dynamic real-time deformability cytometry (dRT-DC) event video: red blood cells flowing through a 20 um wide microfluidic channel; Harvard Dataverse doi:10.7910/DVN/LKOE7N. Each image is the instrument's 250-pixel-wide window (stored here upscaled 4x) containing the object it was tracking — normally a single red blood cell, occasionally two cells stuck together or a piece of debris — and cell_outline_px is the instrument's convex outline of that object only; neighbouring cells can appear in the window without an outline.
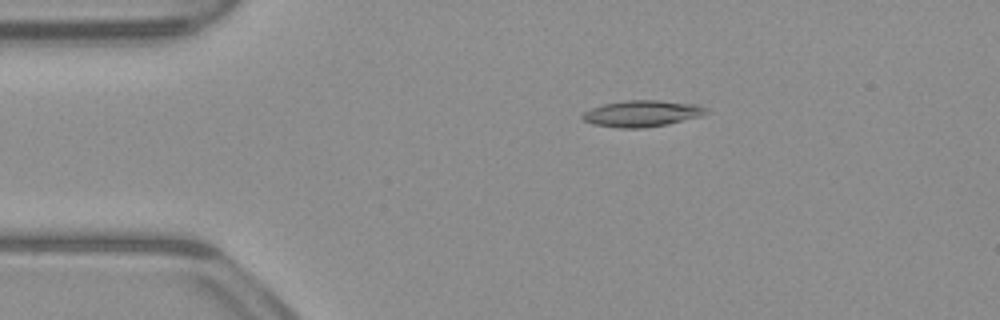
{"species": "common noctule bat (a hibernating species)", "species_latin": "Nyctalus noctula", "temperature_condition": "warm", "stored_images_in_passage": 52, "camera_frame_rate_fps": 3000, "um_per_image_px": 0.085, "animal": {"sex": "male", "body_mass_g": 23.1, "forearm_length_mm": 52.7}, "frame": {"image": 1, "passage_image": 10, "time_ms": 3.0, "image_size_px": [1000, 320], "cell_outline_px": [[712, 112], [700, 116], [668, 124], [644, 128], [616, 128], [592, 124], [584, 120], [580, 116], [584, 112], [592, 108], [604, 104], [628, 100], [660, 100], [700, 104], [708, 108]], "centroid_in_image_um": [54.63, 9.65], "position_along_channel_um": 30.4, "area_um2": 19.25}}
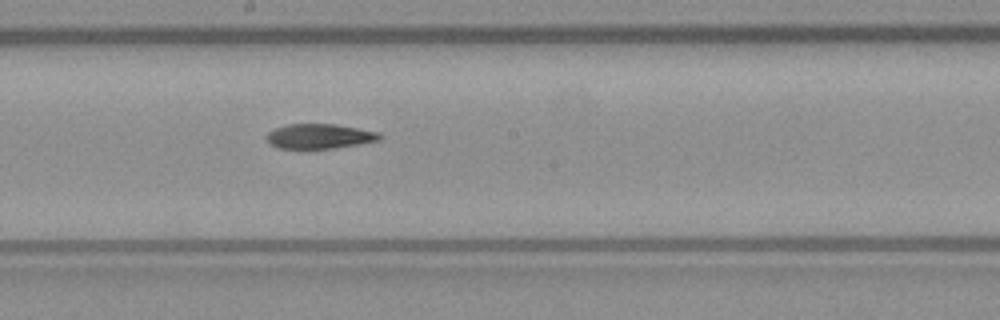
{"frame": {"image": 2, "passage_image": 28, "time_ms": 9.0, "image_size_px": [1000, 320], "cell_outline_px": [[384, 136], [380, 140], [332, 148], [276, 148], [268, 144], [268, 132], [276, 128], [288, 124], [336, 124], [380, 132]], "centroid_in_image_um": [27.18, 11.57], "position_along_channel_um": 221.0, "area_um2": 16.24}}
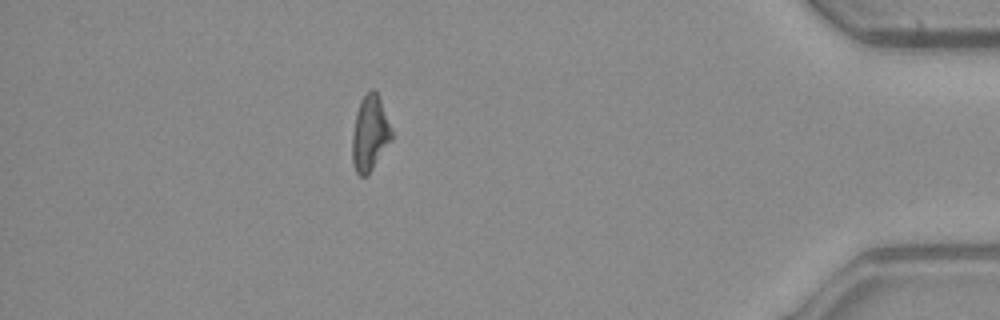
{"frame": {"image": 3, "passage_image": 46, "time_ms": 15.0, "image_size_px": [1000, 320], "cell_outline_px": [[392, 140], [368, 176], [360, 176], [356, 172], [352, 164], [352, 132], [356, 112], [360, 100], [372, 88], [376, 92], [380, 100], [392, 128]], "centroid_in_image_um": [31.43, 11.38], "position_along_channel_um": 403.8, "area_um2": 17.46}}